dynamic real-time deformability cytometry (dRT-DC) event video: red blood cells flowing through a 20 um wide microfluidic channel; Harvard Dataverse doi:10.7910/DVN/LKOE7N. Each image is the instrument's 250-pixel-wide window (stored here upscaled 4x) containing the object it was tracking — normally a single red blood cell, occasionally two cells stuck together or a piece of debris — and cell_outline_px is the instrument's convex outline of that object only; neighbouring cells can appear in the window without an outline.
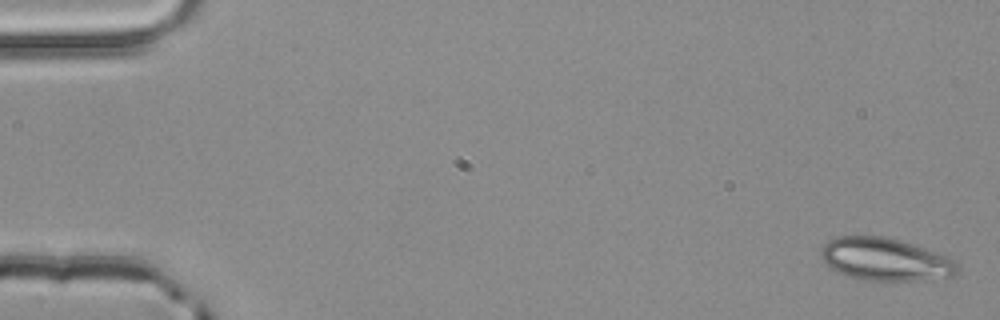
{"species": "common noctule bat (a hibernating species)", "species_latin": "Nyctalus noctula", "temperature_condition": "room temperature", "stored_images_in_passage": 4, "camera_frame_rate_fps": 3000, "um_per_image_px": 0.085, "animal": {"sex": "male", "body_mass_g": 20.4}, "frame": {"image": 1, "passage_image": 1, "time_ms": 0.0, "image_size_px": [1000, 320], "cell_outline_px": [[956, 272], [952, 276], [916, 280], [864, 280], [848, 276], [836, 272], [828, 268], [824, 264], [820, 256], [820, 248], [828, 240], [836, 236], [884, 236], [912, 244], [936, 252], [952, 260], [956, 264]], "centroid_in_image_um": [75.12, 22.04], "position_along_channel_um": 9.9, "area_um2": 33.7}}